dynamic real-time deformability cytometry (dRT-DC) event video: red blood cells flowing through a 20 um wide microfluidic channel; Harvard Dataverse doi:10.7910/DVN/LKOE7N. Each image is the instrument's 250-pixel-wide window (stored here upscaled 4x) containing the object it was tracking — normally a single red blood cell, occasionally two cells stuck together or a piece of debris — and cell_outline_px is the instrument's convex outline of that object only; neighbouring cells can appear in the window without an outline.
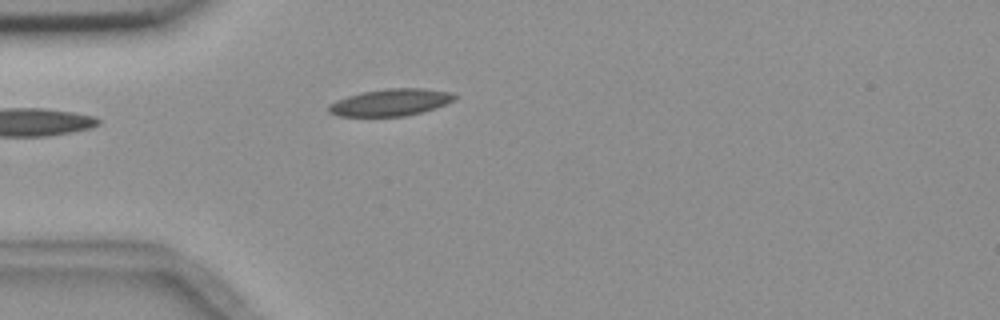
{"species": "common noctule bat (a hibernating species)", "species_latin": "Nyctalus noctula", "temperature_condition": "room temperature", "stored_images_in_passage": 4, "camera_frame_rate_fps": 3000, "um_per_image_px": 0.085, "animal": {"sex": "female", "body_mass_g": 18.4}, "frame": {"image": 1, "passage_image": 4, "time_ms": 5.0, "image_size_px": [1000, 320], "cell_outline_px": [[456, 96], [452, 100], [436, 108], [404, 116], [340, 116], [328, 112], [328, 104], [336, 100], [360, 92], [388, 88], [424, 88], [452, 92]], "centroid_in_image_um": [33.17, 8.69], "position_along_channel_um": 51.8, "area_um2": 19.71}}